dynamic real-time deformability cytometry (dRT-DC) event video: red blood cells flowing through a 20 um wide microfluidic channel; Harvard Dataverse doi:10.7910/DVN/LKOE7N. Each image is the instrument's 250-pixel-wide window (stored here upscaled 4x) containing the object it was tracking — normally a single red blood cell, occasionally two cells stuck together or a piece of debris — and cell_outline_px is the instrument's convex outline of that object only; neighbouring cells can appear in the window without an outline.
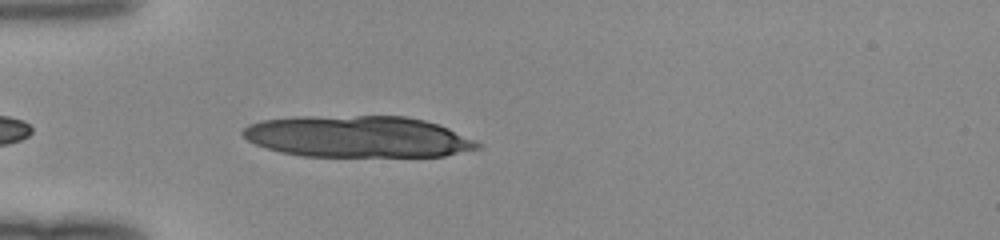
{"species": "human", "species_latin": "Homo sapiens", "temperature_condition": "room temperature", "stored_images_in_passage": 6, "camera_frame_rate_fps": 3000, "um_per_image_px": 0.085, "donor": {"sex": "female"}, "frame": {"image": 1, "passage_image": 2, "time_ms": 0.333, "image_size_px": [1000, 240], "cell_outline_px": [[484, 144], [480, 148], [444, 156], [304, 156], [280, 152], [256, 144], [248, 140], [240, 132], [248, 124], [260, 120], [292, 116], [408, 116], [424, 120], [448, 128]], "centroid_in_image_um": [30.4, 11.6], "position_along_channel_um": 54.6, "area_um2": 56.99}}